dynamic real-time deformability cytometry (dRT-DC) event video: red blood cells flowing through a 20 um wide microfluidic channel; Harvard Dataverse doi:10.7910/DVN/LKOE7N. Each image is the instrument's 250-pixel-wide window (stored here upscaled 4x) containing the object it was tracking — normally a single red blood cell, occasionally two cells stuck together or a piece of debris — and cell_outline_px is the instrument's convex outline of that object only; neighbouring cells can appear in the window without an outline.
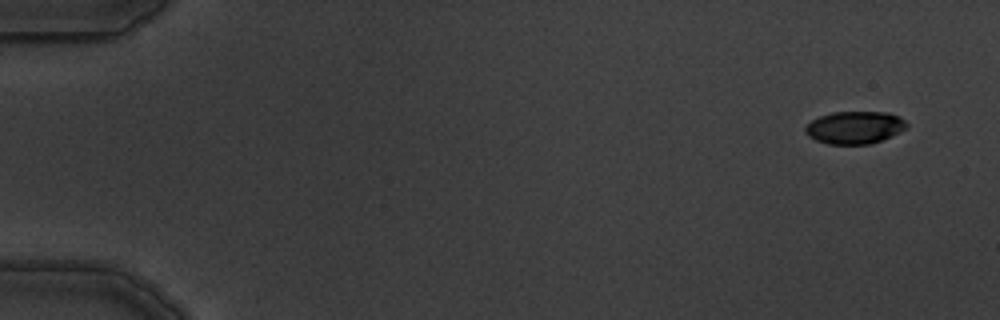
{"species": "common noctule bat (a hibernating species)", "species_latin": "Nyctalus noctula", "temperature_condition": "warm", "stored_images_in_passage": 5, "camera_frame_rate_fps": 3000, "um_per_image_px": 0.085, "animal": {"sex": "male", "body_mass_g": 19.5, "forearm_length_mm": 54.6}, "frame": {"image": 1, "passage_image": 1, "time_ms": 0.0, "image_size_px": [1000, 320], "cell_outline_px": [[908, 128], [892, 136], [868, 144], [828, 144], [816, 140], [808, 136], [804, 128], [812, 120], [820, 116], [832, 112], [888, 112], [900, 116], [908, 124]], "centroid_in_image_um": [72.68, 10.83], "position_along_channel_um": 12.3, "area_um2": 19.25}}
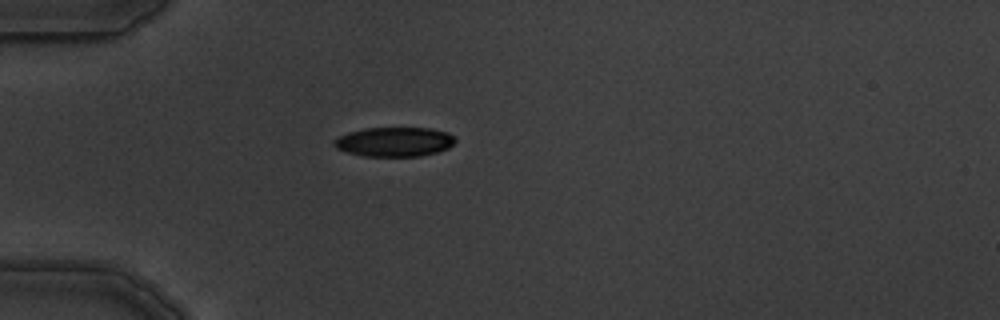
{"frame": {"image": 2, "passage_image": 5, "time_ms": 4.333, "image_size_px": [1000, 320], "cell_outline_px": [[456, 140], [448, 148], [436, 152], [420, 156], [364, 156], [348, 152], [336, 148], [332, 144], [332, 140], [348, 132], [364, 128], [428, 128], [448, 132]], "centroid_in_image_um": [33.49, 12.05], "position_along_channel_um": 51.5, "area_um2": 20.69}}